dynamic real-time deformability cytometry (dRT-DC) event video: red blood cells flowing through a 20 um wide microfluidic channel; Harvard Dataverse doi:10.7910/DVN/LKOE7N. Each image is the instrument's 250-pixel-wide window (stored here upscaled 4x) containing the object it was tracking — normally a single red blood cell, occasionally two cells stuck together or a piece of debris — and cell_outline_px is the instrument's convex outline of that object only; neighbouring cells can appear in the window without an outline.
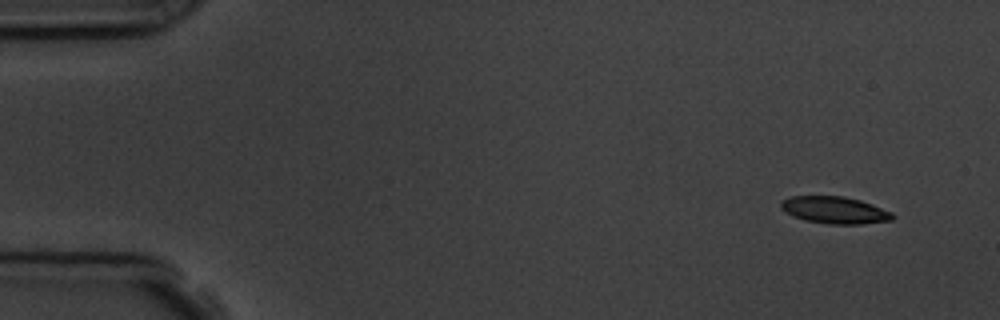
{"species": "common noctule bat (a hibernating species)", "species_latin": "Nyctalus noctula", "temperature_condition": "room temperature", "stored_images_in_passage": 4, "camera_frame_rate_fps": 3000, "um_per_image_px": 0.085, "animal": {"sex": "male", "body_mass_g": 19.5, "forearm_length_mm": 54.6}, "frame": {"image": 1, "passage_image": 1, "time_ms": 0.0, "image_size_px": [1000, 320], "cell_outline_px": [[896, 216], [892, 220], [860, 224], [828, 224], [804, 220], [792, 216], [784, 212], [780, 208], [780, 200], [792, 196], [844, 196], [860, 200], [872, 204], [892, 212]], "centroid_in_image_um": [70.92, 17.86], "position_along_channel_um": 14.1, "area_um2": 17.8}}